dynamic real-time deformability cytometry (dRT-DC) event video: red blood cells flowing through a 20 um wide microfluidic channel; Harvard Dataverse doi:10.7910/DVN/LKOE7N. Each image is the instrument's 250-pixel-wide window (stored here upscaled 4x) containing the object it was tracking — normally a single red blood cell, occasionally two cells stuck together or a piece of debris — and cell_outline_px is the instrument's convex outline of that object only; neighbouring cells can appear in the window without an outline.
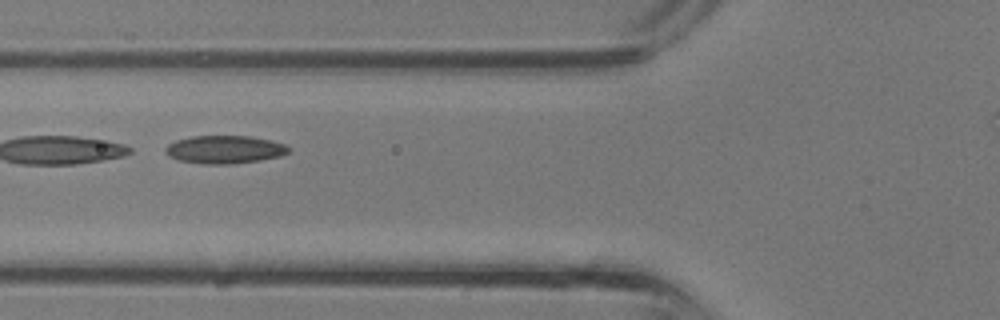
{"species": "common noctule bat (a hibernating species)", "species_latin": "Nyctalus noctula", "temperature_condition": "room temperature", "stored_images_in_passage": 25, "camera_frame_rate_fps": 3000, "um_per_image_px": 0.085, "animal": {"sex": "male", "body_mass_g": 13.3}, "frame": {"image": 1, "passage_image": 4, "time_ms": 1.0, "image_size_px": [1000, 320], "cell_outline_px": [[288, 152], [280, 156], [260, 160], [228, 164], [204, 164], [180, 160], [168, 156], [164, 152], [164, 148], [168, 144], [176, 140], [192, 136], [252, 136], [284, 144], [288, 148]], "centroid_in_image_um": [19.04, 12.7], "position_along_channel_um": 106.8, "area_um2": 19.94}}
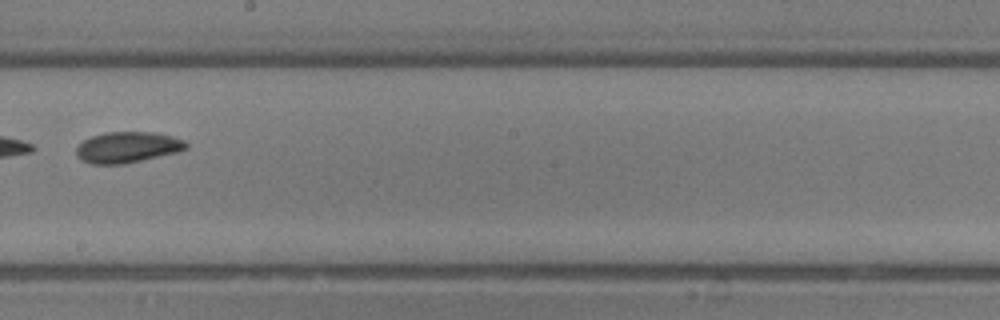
{"frame": {"image": 2, "passage_image": 11, "time_ms": 3.333, "image_size_px": [1000, 320], "cell_outline_px": [[188, 148], [176, 152], [124, 164], [92, 164], [80, 160], [76, 156], [76, 148], [84, 140], [92, 136], [104, 132], [156, 132], [172, 136], [184, 140], [188, 144]], "centroid_in_image_um": [10.82, 12.51], "position_along_channel_um": 237.4, "area_um2": 19.83}}
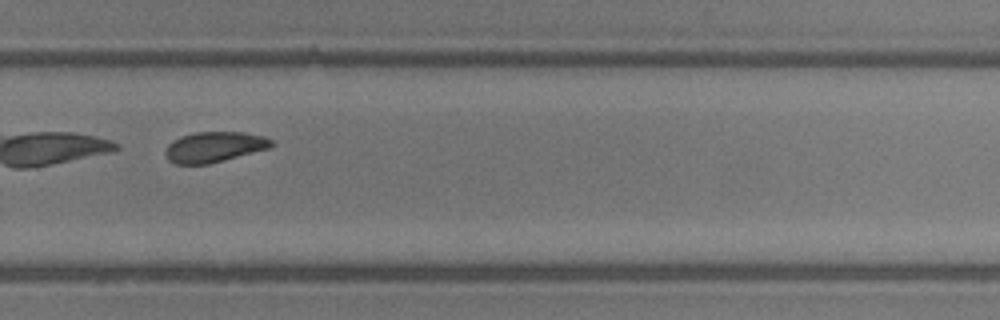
{"frame": {"image": 3, "passage_image": 15, "time_ms": 4.667, "image_size_px": [1000, 320], "cell_outline_px": [[272, 144], [268, 148], [224, 160], [208, 164], [176, 164], [168, 160], [164, 152], [168, 144], [180, 136], [196, 132], [244, 132], [264, 136], [272, 140]], "centroid_in_image_um": [18.17, 12.49], "position_along_channel_um": 311.6, "area_um2": 18.67}}